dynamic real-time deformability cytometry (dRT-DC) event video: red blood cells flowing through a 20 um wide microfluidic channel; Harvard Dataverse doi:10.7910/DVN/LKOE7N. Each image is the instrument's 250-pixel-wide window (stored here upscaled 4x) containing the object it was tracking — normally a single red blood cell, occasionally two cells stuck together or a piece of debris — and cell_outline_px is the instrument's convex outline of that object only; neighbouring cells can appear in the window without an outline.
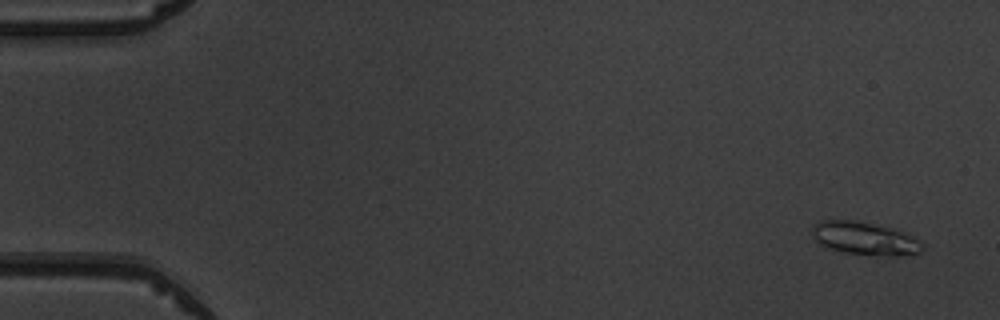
{"species": "common noctule bat (a hibernating species)", "species_latin": "Nyctalus noctula", "temperature_condition": "warm", "stored_images_in_passage": 5, "camera_frame_rate_fps": 3000, "um_per_image_px": 0.085, "animal": {"sex": "male", "body_mass_g": 19.5, "forearm_length_mm": 54.6}, "frame": {"image": 1, "passage_image": 1, "time_ms": 0.0, "image_size_px": [1000, 320], "cell_outline_px": [[924, 248], [920, 252], [900, 256], [892, 256], [844, 252], [820, 244], [812, 236], [812, 224], [820, 220], [856, 220], [892, 228], [904, 232], [924, 244]], "centroid_in_image_um": [73.49, 20.25], "position_along_channel_um": 11.5, "area_um2": 21.04}}
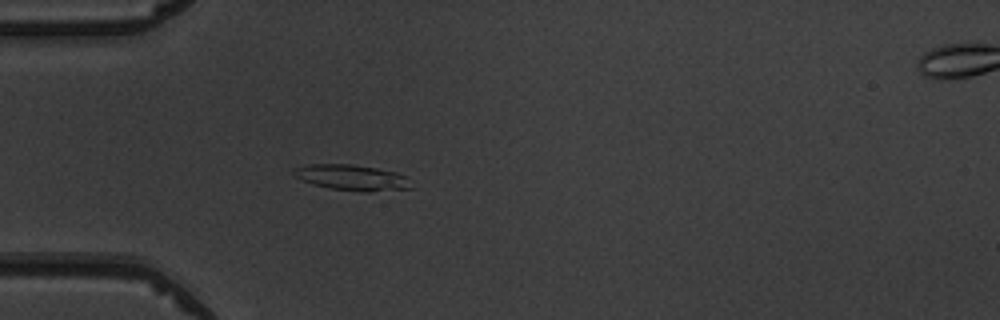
{"frame": {"image": 2, "passage_image": 4, "time_ms": 4.333, "image_size_px": [1000, 320], "cell_outline_px": [[412, 188], [372, 192], [368, 192], [332, 188], [300, 180], [292, 172], [292, 168], [308, 164], [352, 164], [376, 168], [396, 172], [404, 176]], "centroid_in_image_um": [29.88, 15.08], "position_along_channel_um": 55.1, "area_um2": 17.34}}